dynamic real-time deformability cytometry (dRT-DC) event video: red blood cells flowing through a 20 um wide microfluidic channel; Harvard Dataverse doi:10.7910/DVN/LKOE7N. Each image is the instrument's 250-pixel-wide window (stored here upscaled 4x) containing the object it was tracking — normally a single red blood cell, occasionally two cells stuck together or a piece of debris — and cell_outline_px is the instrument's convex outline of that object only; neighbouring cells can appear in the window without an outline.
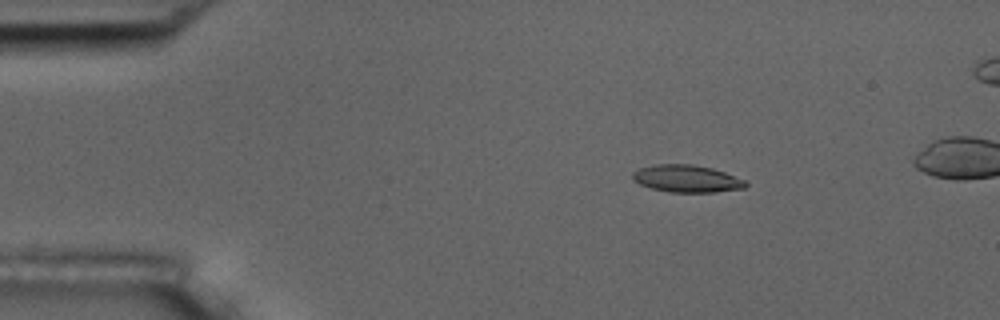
{"species": "common noctule bat (a hibernating species)", "species_latin": "Nyctalus noctula", "temperature_condition": "room temperature", "stored_images_in_passage": 5, "camera_frame_rate_fps": 3000, "um_per_image_px": 0.085, "animal": {"sex": "male", "body_mass_g": 17.5, "forearm_length_mm": 52.3}, "frame": {"image": 1, "passage_image": 3, "time_ms": 2.0, "image_size_px": [1000, 320], "cell_outline_px": [[748, 184], [744, 188], [716, 192], [668, 192], [652, 188], [640, 184], [632, 180], [632, 172], [640, 168], [656, 164], [692, 164], [712, 168], [724, 172], [744, 180]], "centroid_in_image_um": [58.35, 15.18], "position_along_channel_um": 26.6, "area_um2": 17.92}}